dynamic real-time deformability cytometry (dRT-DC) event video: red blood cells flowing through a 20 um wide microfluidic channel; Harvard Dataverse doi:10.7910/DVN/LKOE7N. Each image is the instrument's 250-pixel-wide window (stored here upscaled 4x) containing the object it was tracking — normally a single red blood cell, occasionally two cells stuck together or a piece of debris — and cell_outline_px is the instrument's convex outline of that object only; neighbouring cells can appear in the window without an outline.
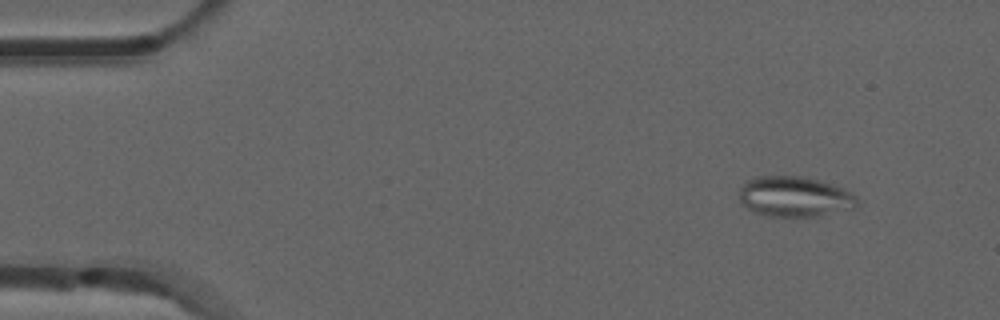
{"species": "common noctule bat (a hibernating species)", "species_latin": "Nyctalus noctula", "temperature_condition": "room temperature", "stored_images_in_passage": 52, "camera_frame_rate_fps": 3000, "um_per_image_px": 0.085, "animal": {"sex": "male", "forearm_length_mm": 52.5}, "frame": {"image": 1, "passage_image": 5, "time_ms": 1.333, "image_size_px": [1000, 320], "cell_outline_px": [[856, 208], [820, 216], [768, 216], [752, 212], [740, 204], [740, 188], [748, 180], [756, 176], [800, 176], [816, 180], [844, 188], [856, 196]], "centroid_in_image_um": [67.52, 16.73], "position_along_channel_um": 17.5, "area_um2": 27.74}}
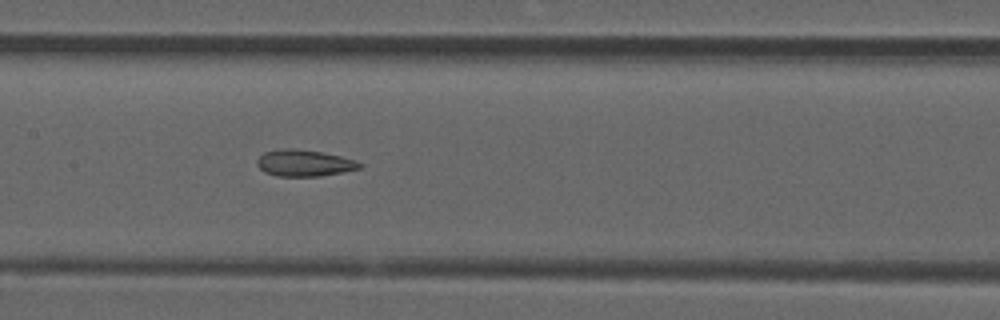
{"frame": {"image": 2, "passage_image": 25, "time_ms": 8.0, "image_size_px": [1000, 320], "cell_outline_px": [[364, 164], [360, 168], [320, 176], [276, 176], [264, 172], [256, 164], [256, 160], [264, 152], [284, 148], [288, 148], [320, 152], [340, 156], [356, 160]], "centroid_in_image_um": [25.84, 13.86], "position_along_channel_um": 181.6, "area_um2": 15.72}}
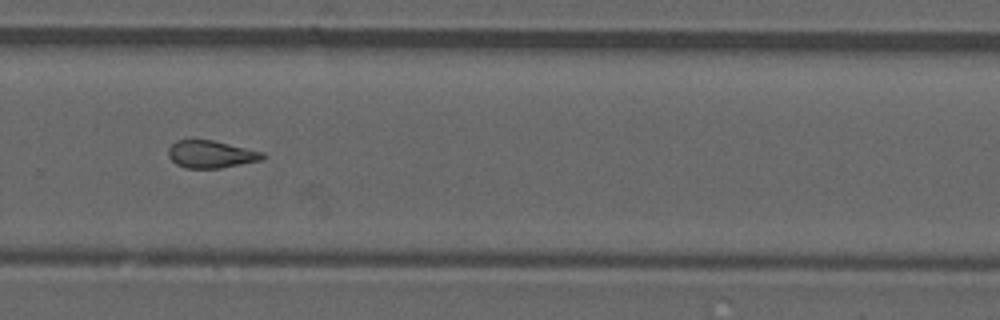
{"frame": {"image": 3, "passage_image": 35, "time_ms": 11.333, "image_size_px": [1000, 320], "cell_outline_px": [[268, 156], [264, 160], [220, 168], [184, 168], [176, 164], [168, 156], [168, 148], [176, 140], [212, 140], [264, 152]], "centroid_in_image_um": [17.97, 13.12], "position_along_channel_um": 311.8, "area_um2": 15.2}, "authors_computed_cell_mechanics": {"area_um2": 15.8372, "velocity_mm_per_s": 3.9336, "shape_relaxation_time_tau1_ms": null, "shape_relaxation_time_tau2_ms": 3.0863, "deformation_change_tau1": null, "deformation_change_tau2": 0.1219}}